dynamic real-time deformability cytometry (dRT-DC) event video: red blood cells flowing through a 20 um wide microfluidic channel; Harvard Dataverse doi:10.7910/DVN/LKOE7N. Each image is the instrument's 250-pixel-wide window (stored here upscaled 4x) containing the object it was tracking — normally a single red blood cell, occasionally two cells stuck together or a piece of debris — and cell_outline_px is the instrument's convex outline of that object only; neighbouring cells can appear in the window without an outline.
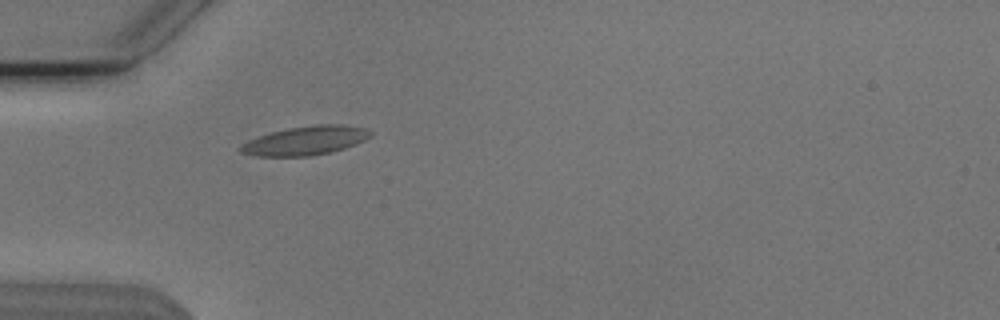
{"species": "Egyptian fruit bat (a non-hibernating species)", "species_latin": "Rousettus aegyptiacus", "temperature_condition": "cold", "stored_images_in_passage": 40, "camera_frame_rate_fps": 3000, "um_per_image_px": 0.085, "animal": {"sex": "male"}, "frame": {"image": 1, "passage_image": 2, "time_ms": 0.333, "image_size_px": [1000, 320], "cell_outline_px": [[372, 132], [364, 140], [344, 148], [328, 152], [308, 156], [256, 156], [240, 152], [240, 148], [248, 140], [272, 132], [288, 128], [312, 124], [340, 124], [364, 128]], "centroid_in_image_um": [25.95, 11.94], "position_along_channel_um": 59.1, "area_um2": 21.44}}
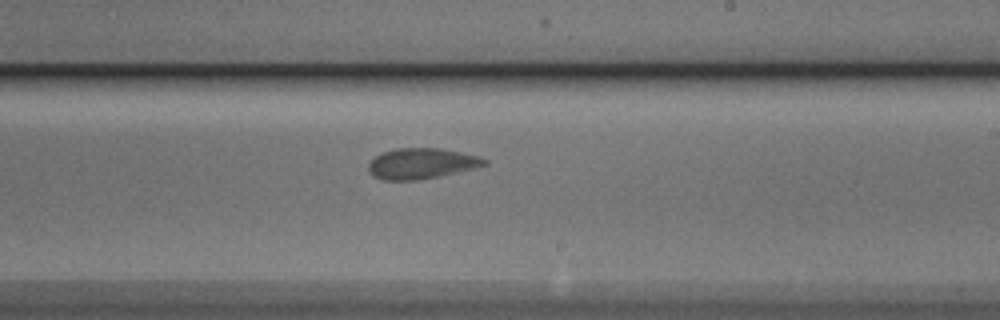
{"frame": {"image": 2, "passage_image": 18, "time_ms": 5.667, "image_size_px": [1000, 320], "cell_outline_px": [[488, 164], [476, 168], [416, 180], [384, 180], [372, 176], [368, 172], [368, 164], [380, 152], [396, 148], [440, 148], [480, 156], [488, 160]], "centroid_in_image_um": [35.81, 13.89], "position_along_channel_um": 253.2, "area_um2": 20.75}}
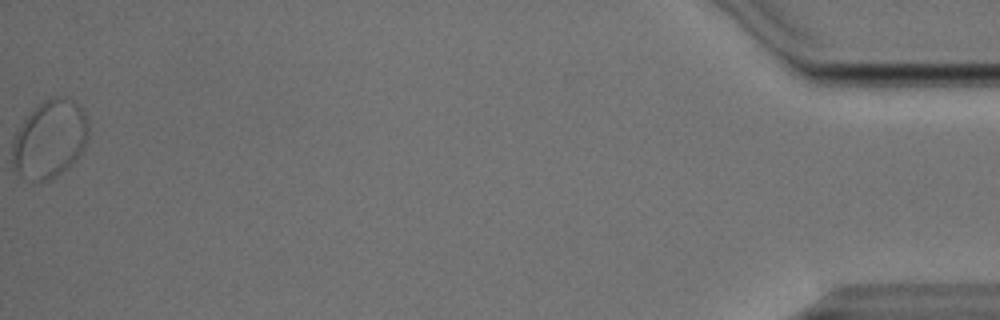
{"frame": {"image": 3, "passage_image": 40, "time_ms": 13.0, "image_size_px": [1000, 320], "cell_outline_px": [[88, 136], [80, 152], [68, 168], [56, 176], [48, 180], [28, 180], [20, 176], [16, 172], [12, 160], [12, 140], [16, 132], [24, 120], [44, 100], [52, 96], [68, 96], [76, 100], [84, 112], [88, 120]], "centroid_in_image_um": [4.23, 11.8], "position_along_channel_um": 431.0, "area_um2": 34.51}, "authors_computed_cell_mechanics": {"area_um2": 20.7791, "velocity_mm_per_s": 3.742, "shape_relaxation_time_tau1_ms": 11.1211, "shape_relaxation_time_tau2_ms": 1.271, "deformation_change_tau1": 0.173, "deformation_change_tau2": 0.0483}}